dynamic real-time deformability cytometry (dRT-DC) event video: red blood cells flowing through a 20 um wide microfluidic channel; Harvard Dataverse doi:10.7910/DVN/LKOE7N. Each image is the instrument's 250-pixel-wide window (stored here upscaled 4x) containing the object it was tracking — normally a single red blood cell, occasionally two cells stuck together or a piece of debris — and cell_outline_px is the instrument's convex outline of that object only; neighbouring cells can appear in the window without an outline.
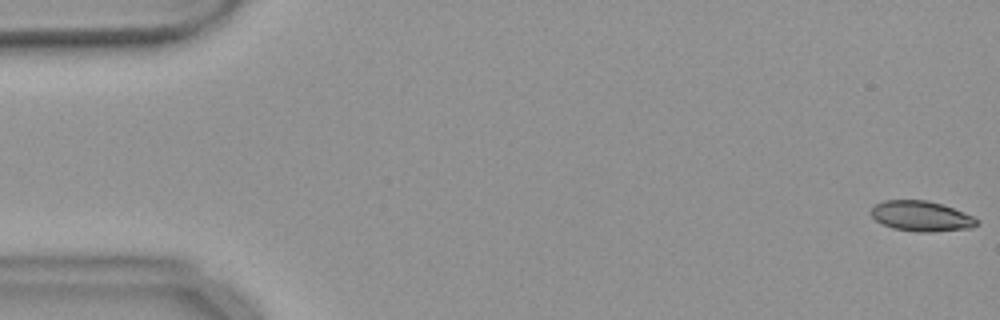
{"species": "common noctule bat (a hibernating species)", "species_latin": "Nyctalus noctula", "temperature_condition": "warm", "stored_images_in_passage": 55, "camera_frame_rate_fps": 3000, "um_per_image_px": 0.085, "animal": {"sex": "female", "body_mass_g": 18.4}, "frame": {"image": 1, "passage_image": 1, "time_ms": 0.0, "image_size_px": [1000, 320], "cell_outline_px": [[980, 220], [972, 228], [928, 232], [920, 232], [892, 228], [876, 220], [872, 216], [872, 208], [876, 204], [884, 200], [928, 200], [952, 208], [972, 216]], "centroid_in_image_um": [78.31, 18.37], "position_along_channel_um": 6.7, "area_um2": 18.38}}
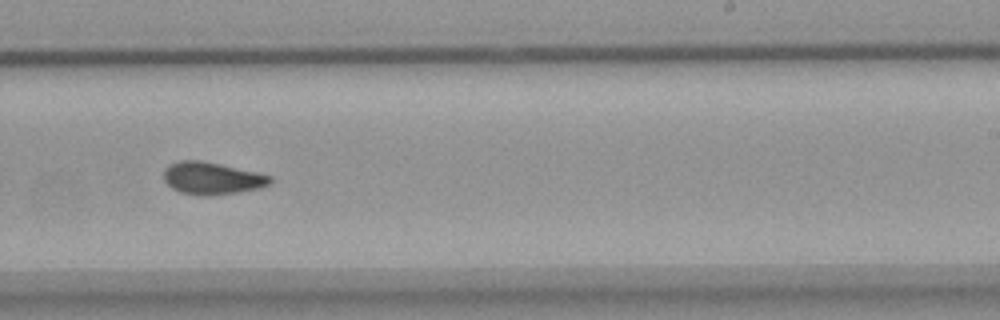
{"frame": {"image": 2, "passage_image": 34, "time_ms": 11.0, "image_size_px": [1000, 320], "cell_outline_px": [[272, 180], [268, 184], [260, 188], [236, 192], [208, 196], [196, 196], [180, 192], [172, 188], [164, 180], [164, 168], [168, 164], [180, 160], [200, 160], [220, 164], [256, 172], [272, 176]], "centroid_in_image_um": [17.97, 15.15], "position_along_channel_um": 271.0, "area_um2": 20.06}}
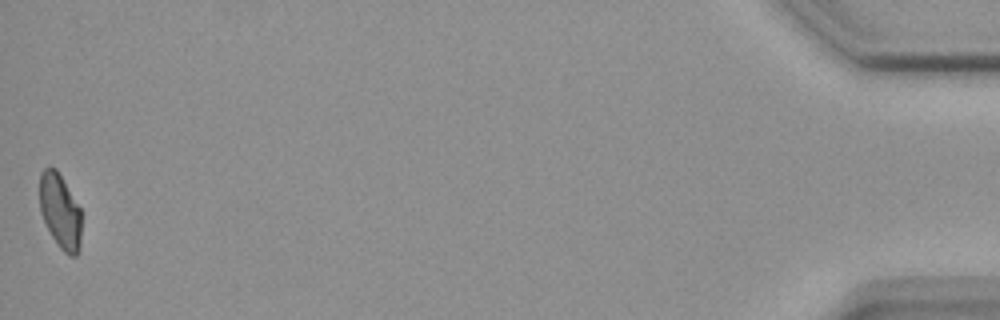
{"frame": {"image": 3, "passage_image": 55, "time_ms": 18.0, "image_size_px": [1000, 320], "cell_outline_px": [[80, 248], [76, 256], [68, 256], [60, 248], [52, 236], [40, 212], [40, 172], [48, 164], [56, 168], [80, 208]], "centroid_in_image_um": [5.1, 17.93], "position_along_channel_um": 430.1, "area_um2": 18.15}, "authors_computed_cell_mechanics": {"area_um2": 19.5364, "velocity_mm_per_s": 3.6783, "shape_relaxation_time_tau1_ms": 9.3491, "shape_relaxation_time_tau2_ms": 2.9395, "deformation_change_tau1": 0.1715, "deformation_change_tau2": 0.074}}